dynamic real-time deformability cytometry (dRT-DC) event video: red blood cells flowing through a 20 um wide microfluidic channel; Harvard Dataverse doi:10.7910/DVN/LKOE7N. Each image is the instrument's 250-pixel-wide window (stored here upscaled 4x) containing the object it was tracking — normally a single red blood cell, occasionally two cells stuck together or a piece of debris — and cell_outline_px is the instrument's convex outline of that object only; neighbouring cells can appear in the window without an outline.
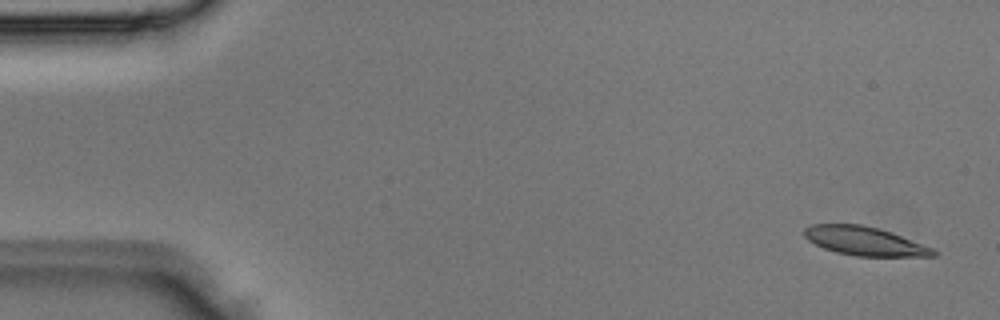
{"species": "Egyptian fruit bat (a non-hibernating species)", "species_latin": "Rousettus aegyptiacus", "temperature_condition": "room temperature", "stored_images_in_passage": 4, "camera_frame_rate_fps": 3000, "um_per_image_px": 0.085, "animal": {"sex": "male"}, "frame": {"image": 1, "passage_image": 1, "time_ms": 0.0, "image_size_px": [1000, 320], "cell_outline_px": [[940, 252], [936, 256], [856, 256], [836, 252], [824, 248], [808, 240], [804, 236], [804, 228], [812, 224], [860, 224], [880, 228], [892, 232], [932, 248]], "centroid_in_image_um": [73.5, 20.49], "position_along_channel_um": 11.5, "area_um2": 21.62}}
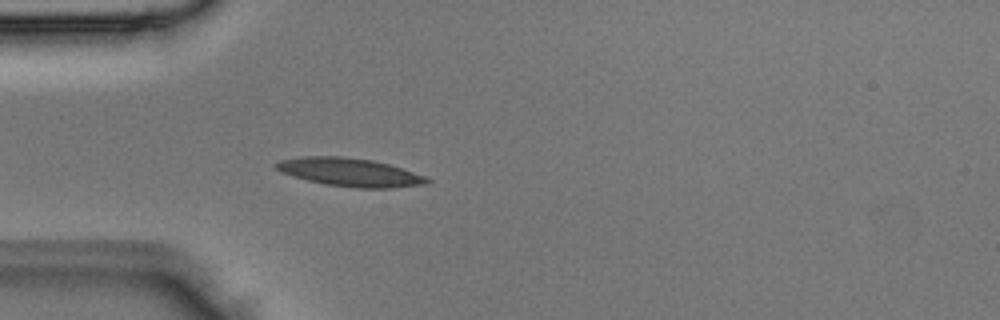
{"frame": {"image": 2, "passage_image": 4, "time_ms": 1.0, "image_size_px": [1000, 320], "cell_outline_px": [[432, 180], [428, 184], [388, 188], [356, 188], [324, 184], [292, 176], [280, 172], [272, 164], [280, 160], [300, 156], [344, 156], [372, 160], [388, 164], [424, 176]], "centroid_in_image_um": [29.69, 14.63], "position_along_channel_um": 55.3, "area_um2": 24.91}}